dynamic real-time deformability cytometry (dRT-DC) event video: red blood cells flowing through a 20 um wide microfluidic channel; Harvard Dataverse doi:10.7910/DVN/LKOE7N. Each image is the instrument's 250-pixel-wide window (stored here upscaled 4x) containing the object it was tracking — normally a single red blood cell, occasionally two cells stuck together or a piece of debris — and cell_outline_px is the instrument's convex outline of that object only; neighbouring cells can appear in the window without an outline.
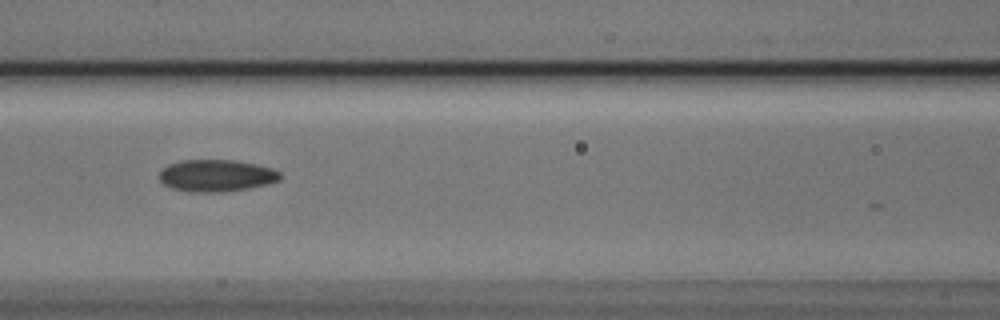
{"species": "Egyptian fruit bat (a non-hibernating species)", "species_latin": "Rousettus aegyptiacus", "temperature_condition": "cold", "stored_images_in_passage": 4, "camera_frame_rate_fps": 3000, "um_per_image_px": 0.085, "animal": {"sex": "male"}, "frame": {"image": 1, "passage_image": 3, "time_ms": 0.667, "image_size_px": [1000, 320], "cell_outline_px": [[280, 180], [268, 184], [248, 188], [224, 192], [188, 192], [172, 188], [164, 184], [160, 180], [160, 172], [168, 164], [180, 160], [232, 160], [256, 164], [272, 168], [280, 172]], "centroid_in_image_um": [18.39, 14.93], "position_along_channel_um": 148.2, "area_um2": 22.54}}